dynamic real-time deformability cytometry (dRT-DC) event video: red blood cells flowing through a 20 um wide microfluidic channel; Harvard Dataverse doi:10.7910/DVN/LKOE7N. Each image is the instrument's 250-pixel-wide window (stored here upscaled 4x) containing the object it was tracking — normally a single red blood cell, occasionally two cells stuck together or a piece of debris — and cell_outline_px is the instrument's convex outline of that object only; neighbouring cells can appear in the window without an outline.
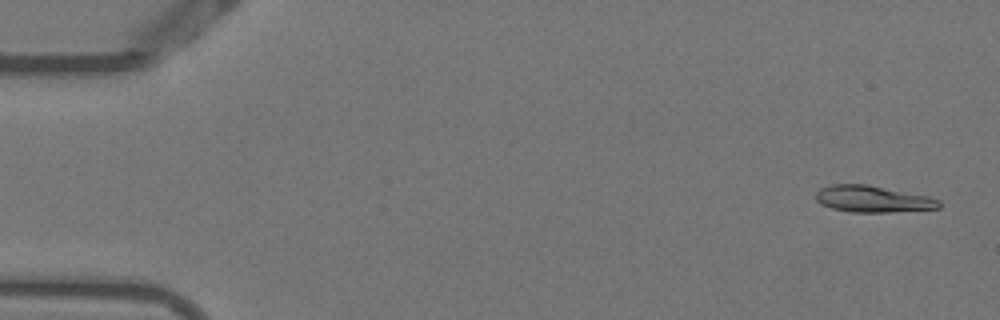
{"species": "Egyptian fruit bat (a non-hibernating species)", "species_latin": "Rousettus aegyptiacus", "temperature_condition": "warm", "stored_images_in_passage": 48, "camera_frame_rate_fps": 3000, "um_per_image_px": 0.085, "animal": {"sex": "female"}, "frame": {"image": 1, "passage_image": 2, "time_ms": 0.333, "image_size_px": [1000, 320], "cell_outline_px": [[940, 208], [888, 212], [852, 212], [832, 208], [820, 204], [816, 200], [816, 192], [820, 188], [832, 184], [868, 184], [928, 196], [940, 200]], "centroid_in_image_um": [74.17, 16.91], "position_along_channel_um": 10.8, "area_um2": 19.07}}
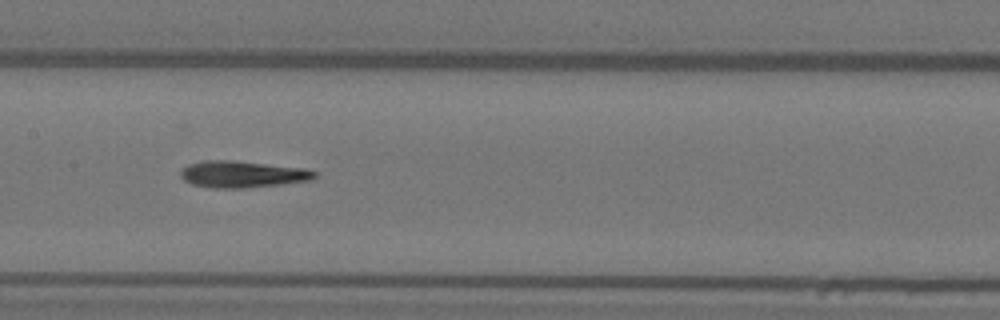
{"frame": {"image": 2, "passage_image": 26, "time_ms": 8.333, "image_size_px": [1000, 320], "cell_outline_px": [[316, 176], [312, 180], [280, 184], [244, 188], [212, 188], [192, 184], [184, 180], [180, 176], [180, 168], [188, 164], [204, 160], [232, 160], [304, 168], [316, 172]], "centroid_in_image_um": [20.55, 14.81], "position_along_channel_um": 186.8, "area_um2": 20.87}}
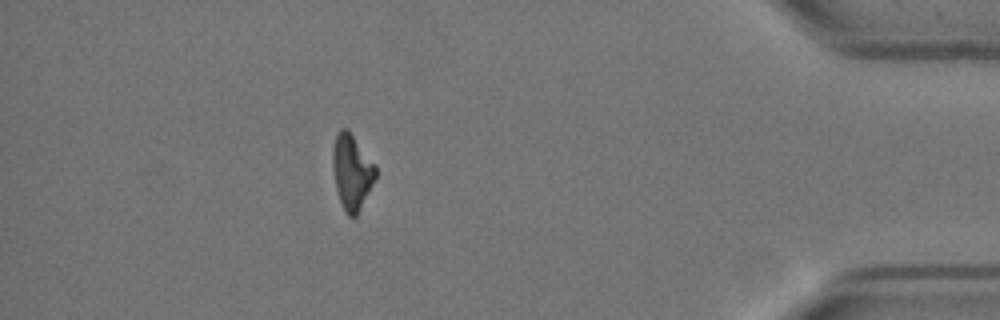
{"frame": {"image": 3, "passage_image": 47, "time_ms": 15.333, "image_size_px": [1000, 320], "cell_outline_px": [[376, 176], [356, 216], [348, 216], [344, 212], [336, 188], [332, 164], [332, 148], [336, 136], [340, 128], [348, 128], [376, 164]], "centroid_in_image_um": [29.9, 14.56], "position_along_channel_um": 405.3, "area_um2": 18.79}}